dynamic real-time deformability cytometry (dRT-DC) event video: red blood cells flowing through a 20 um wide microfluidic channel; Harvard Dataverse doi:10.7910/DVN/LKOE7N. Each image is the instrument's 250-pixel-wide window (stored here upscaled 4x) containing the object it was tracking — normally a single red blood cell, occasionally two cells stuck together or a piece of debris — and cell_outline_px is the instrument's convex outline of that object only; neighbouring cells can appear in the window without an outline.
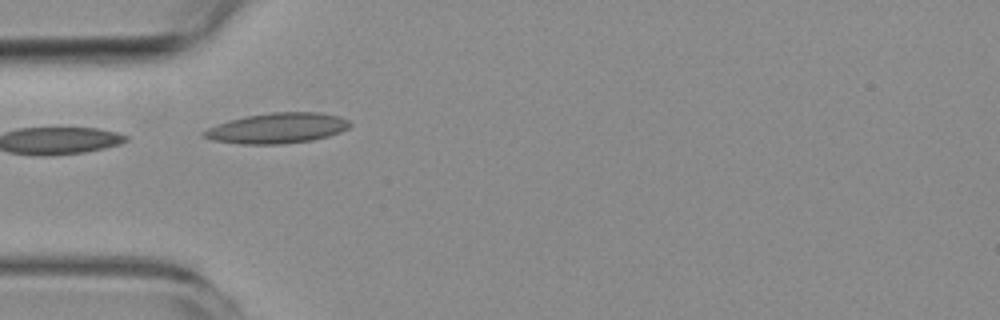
{"species": "common noctule bat (a hibernating species)", "species_latin": "Nyctalus noctula", "temperature_condition": "room temperature", "stored_images_in_passage": 3, "camera_frame_rate_fps": 3000, "um_per_image_px": 0.085, "animal": {"sex": "female", "body_mass_g": 19.3, "forearm_length_mm": 54.1}, "frame": {"image": 1, "passage_image": 1, "time_ms": 0.0, "image_size_px": [1000, 320], "cell_outline_px": [[352, 124], [348, 128], [340, 132], [328, 136], [312, 140], [280, 144], [240, 144], [212, 140], [200, 136], [200, 132], [208, 128], [228, 120], [244, 116], [272, 112], [320, 112], [340, 116], [348, 120]], "centroid_in_image_um": [23.54, 10.89], "position_along_channel_um": 61.5, "area_um2": 26.07}}
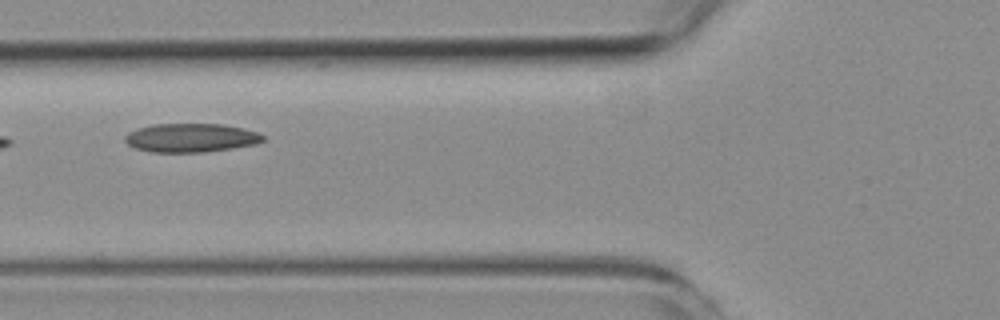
{"frame": {"image": 2, "passage_image": 2, "time_ms": 1.333, "image_size_px": [1000, 320], "cell_outline_px": [[264, 140], [256, 144], [232, 148], [200, 152], [152, 152], [136, 148], [128, 144], [124, 140], [124, 136], [128, 132], [136, 128], [152, 124], [224, 124], [244, 128], [256, 132], [264, 136]], "centroid_in_image_um": [16.2, 11.7], "position_along_channel_um": 109.6, "area_um2": 23.12}}
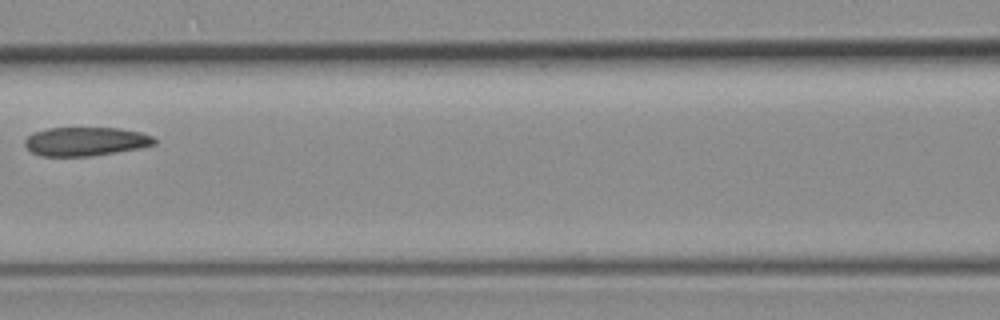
{"frame": {"image": 3, "passage_image": 3, "time_ms": 2.667, "image_size_px": [1000, 320], "cell_outline_px": [[156, 144], [140, 148], [92, 156], [40, 156], [32, 152], [24, 144], [24, 140], [32, 132], [48, 128], [120, 128], [140, 132], [152, 136], [156, 140]], "centroid_in_image_um": [7.26, 12.02], "position_along_channel_um": 159.3, "area_um2": 21.79}}